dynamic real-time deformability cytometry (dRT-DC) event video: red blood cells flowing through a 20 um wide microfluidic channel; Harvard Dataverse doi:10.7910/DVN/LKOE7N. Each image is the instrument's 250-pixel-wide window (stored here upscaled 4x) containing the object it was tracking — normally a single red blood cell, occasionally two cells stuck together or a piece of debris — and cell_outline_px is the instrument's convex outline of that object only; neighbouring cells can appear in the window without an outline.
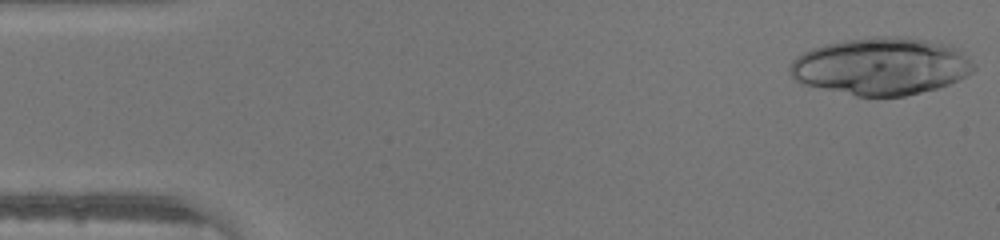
{"species": "human", "species_latin": "Homo sapiens", "temperature_condition": "warm", "stored_images_in_passage": 29, "segment_of_instrument_passage": [1, 2], "camera_frame_rate_fps": 3000, "um_per_image_px": 0.085, "donor": {"sex": "male"}, "frame": {"image": 1, "passage_image": 1, "time_ms": 0.0, "image_size_px": [1000, 240], "cell_outline_px": [[976, 68], [972, 72], [940, 88], [904, 96], [856, 96], [800, 84], [788, 72], [788, 68], [792, 60], [796, 56], [812, 48], [824, 44], [844, 40], [876, 36], [896, 36], [928, 40], [948, 44], [956, 48], [976, 64]], "centroid_in_image_um": [74.87, 5.63], "position_along_channel_um": 10.1, "area_um2": 61.73}}
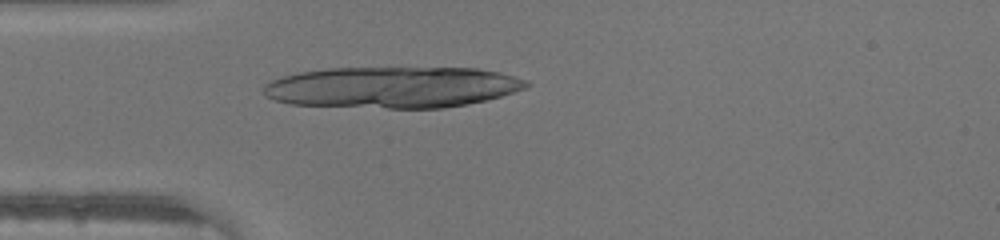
{"frame": {"image": 2, "passage_image": 12, "time_ms": 3.667, "image_size_px": [1000, 240], "cell_outline_px": [[532, 84], [524, 88], [500, 96], [468, 104], [444, 108], [388, 108], [292, 104], [276, 100], [264, 96], [264, 84], [280, 76], [300, 72], [328, 68], [476, 68], [500, 72], [528, 80]], "centroid_in_image_um": [33.36, 7.41], "position_along_channel_um": 51.6, "area_um2": 63.23}}